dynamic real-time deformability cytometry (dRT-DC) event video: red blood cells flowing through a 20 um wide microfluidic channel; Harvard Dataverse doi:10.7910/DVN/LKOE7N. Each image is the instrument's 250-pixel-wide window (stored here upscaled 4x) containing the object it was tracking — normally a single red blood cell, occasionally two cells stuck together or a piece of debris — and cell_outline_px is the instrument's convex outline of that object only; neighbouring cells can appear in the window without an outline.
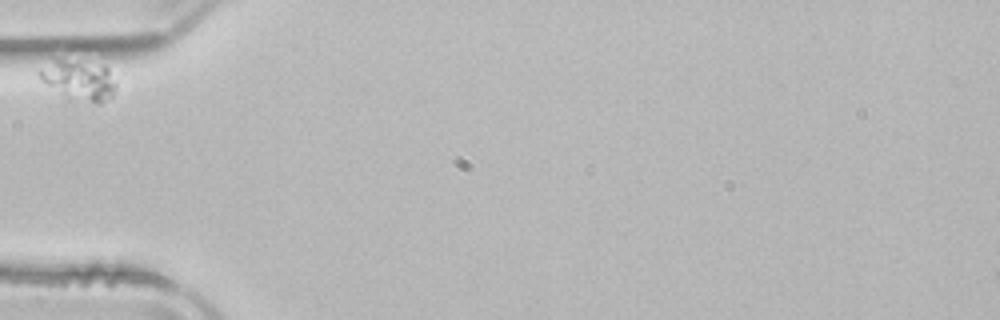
{"species": "common noctule bat (a hibernating species)", "species_latin": "Nyctalus noctula", "temperature_condition": "room temperature", "stored_images_in_passage": 32, "camera_frame_rate_fps": 3000, "um_per_image_px": 0.085, "animal": {"sex": "male", "body_mass_g": 21.5, "forearm_length_mm": 52.0}, "frame": {"image": 1, "passage_image": 1, "time_ms": 0.0, "image_size_px": [1000, 320], "cell_outline_px": [[116, 88], [112, 96], [100, 104], [96, 104], [68, 96], [40, 80], [36, 72], [52, 56], [104, 64], [108, 68], [116, 84]], "centroid_in_image_um": [6.69, 6.72], "position_along_channel_um": 78.3, "area_um2": 18.32}}
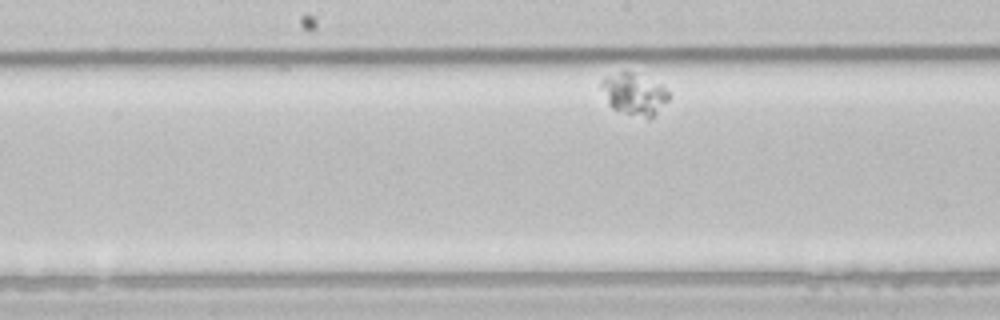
{"frame": {"image": 2, "passage_image": 14, "time_ms": 4.333, "image_size_px": [1000, 320], "cell_outline_px": [[672, 96], [648, 120], [612, 108], [608, 104], [600, 84], [600, 80], [604, 76], [620, 72], [632, 72], [660, 84]], "centroid_in_image_um": [53.88, 8.0], "position_along_channel_um": 194.3, "area_um2": 16.24}}
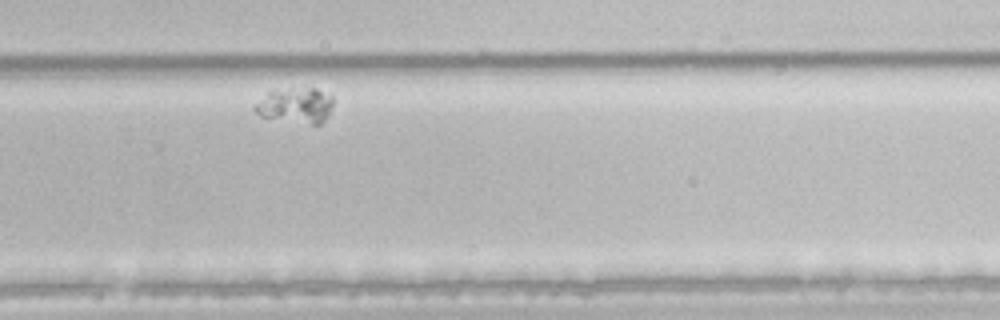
{"frame": {"image": 3, "passage_image": 25, "time_ms": 8.0, "image_size_px": [1000, 320], "cell_outline_px": [[332, 108], [328, 116], [320, 124], [312, 124], [260, 116], [252, 108], [268, 92], [292, 88], [316, 88], [332, 92]], "centroid_in_image_um": [25.19, 8.94], "position_along_channel_um": 304.6, "area_um2": 16.07}}